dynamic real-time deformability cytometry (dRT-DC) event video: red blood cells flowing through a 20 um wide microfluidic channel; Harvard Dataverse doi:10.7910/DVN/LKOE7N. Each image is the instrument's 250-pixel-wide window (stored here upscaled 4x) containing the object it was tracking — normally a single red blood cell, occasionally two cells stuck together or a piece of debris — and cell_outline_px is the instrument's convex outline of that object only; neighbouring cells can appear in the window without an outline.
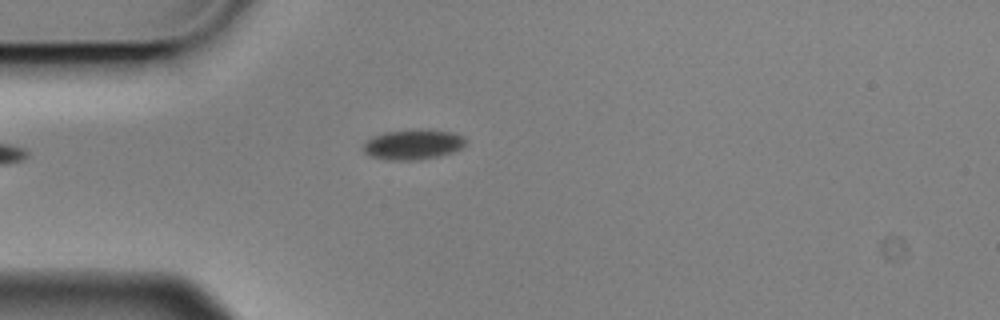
{"species": "Egyptian fruit bat (a non-hibernating species)", "species_latin": "Rousettus aegyptiacus", "temperature_condition": "cold", "stored_images_in_passage": 5, "camera_frame_rate_fps": 3000, "um_per_image_px": 0.085, "animal": {"sex": "male"}, "frame": {"image": 1, "passage_image": 5, "time_ms": 1.333, "image_size_px": [1000, 320], "cell_outline_px": [[464, 144], [460, 148], [452, 152], [440, 156], [416, 160], [388, 160], [372, 156], [364, 152], [364, 144], [368, 140], [384, 132], [452, 132], [460, 136], [464, 140]], "centroid_in_image_um": [35.07, 12.34], "position_along_channel_um": 49.9, "area_um2": 16.76}}